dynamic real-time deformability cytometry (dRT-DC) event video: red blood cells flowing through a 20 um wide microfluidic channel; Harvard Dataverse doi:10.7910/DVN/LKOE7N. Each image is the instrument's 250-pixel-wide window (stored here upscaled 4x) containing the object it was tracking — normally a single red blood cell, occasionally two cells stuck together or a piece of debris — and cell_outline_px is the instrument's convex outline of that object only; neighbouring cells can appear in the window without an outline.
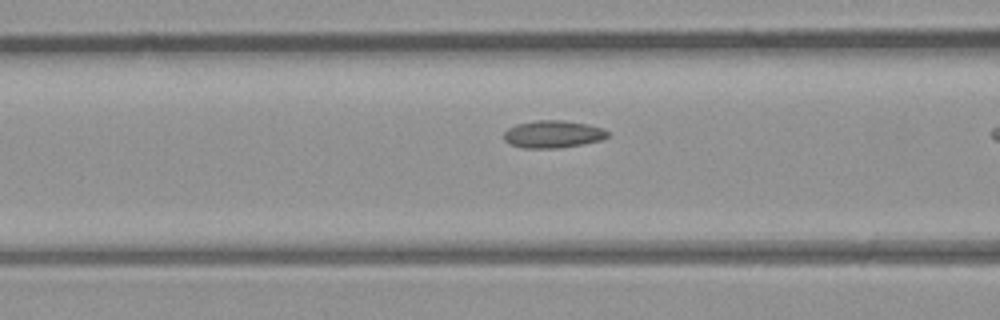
{"species": "common noctule bat (a hibernating species)", "species_latin": "Nyctalus noctula", "temperature_condition": "room temperature", "stored_images_in_passage": 7, "camera_frame_rate_fps": 3000, "um_per_image_px": 0.085, "animal": {"sex": "male", "body_mass_g": 23.1, "forearm_length_mm": 52.7}, "frame": {"image": 1, "passage_image": 6, "time_ms": 1.667, "image_size_px": [1000, 320], "cell_outline_px": [[608, 136], [600, 140], [584, 144], [560, 148], [520, 148], [508, 144], [504, 140], [504, 132], [508, 128], [516, 124], [536, 120], [564, 120], [588, 124], [604, 128], [608, 132]], "centroid_in_image_um": [46.98, 11.41], "position_along_channel_um": 119.6, "area_um2": 16.82}}